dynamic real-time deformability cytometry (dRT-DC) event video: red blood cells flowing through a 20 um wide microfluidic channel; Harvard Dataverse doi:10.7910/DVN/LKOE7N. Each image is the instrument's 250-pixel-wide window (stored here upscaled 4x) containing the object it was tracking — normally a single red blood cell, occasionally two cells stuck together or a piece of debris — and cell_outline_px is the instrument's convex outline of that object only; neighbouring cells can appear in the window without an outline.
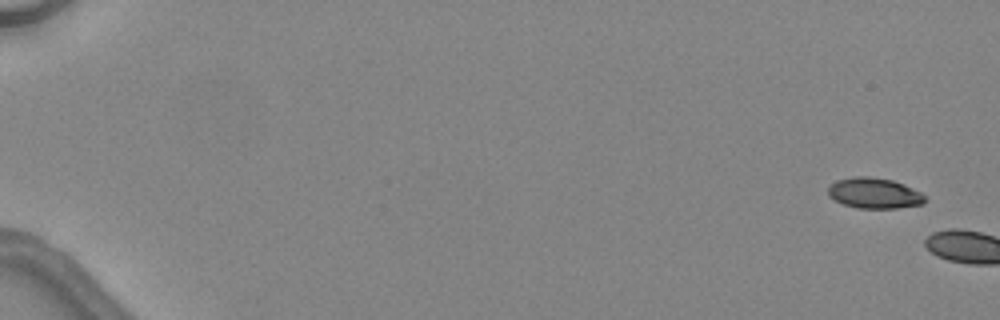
{"species": "common noctule bat (a hibernating species)", "species_latin": "Nyctalus noctula", "temperature_condition": "warm", "stored_images_in_passage": 5, "camera_frame_rate_fps": 3000, "um_per_image_px": 0.085, "animal": {"sex": "female", "body_mass_g": 24.6, "forearm_length_mm": 56.2}, "frame": {"image": 1, "passage_image": 1, "time_ms": 0.0, "image_size_px": [1000, 320], "cell_outline_px": [[924, 204], [896, 208], [856, 208], [844, 204], [828, 196], [828, 188], [836, 180], [856, 176], [868, 176], [892, 180], [904, 184], [920, 192], [924, 196]], "centroid_in_image_um": [74.3, 16.42], "position_along_channel_um": 10.7, "area_um2": 17.17}}